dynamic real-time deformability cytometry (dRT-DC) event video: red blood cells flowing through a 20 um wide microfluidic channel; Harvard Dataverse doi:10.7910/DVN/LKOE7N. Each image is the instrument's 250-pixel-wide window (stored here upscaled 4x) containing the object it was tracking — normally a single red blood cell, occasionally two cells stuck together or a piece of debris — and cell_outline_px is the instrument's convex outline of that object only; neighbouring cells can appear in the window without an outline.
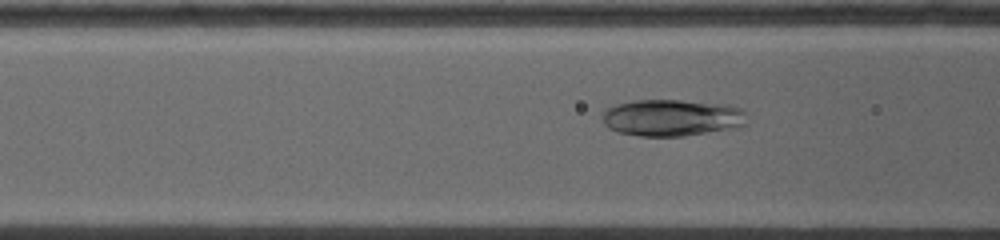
{"species": "common noctule bat (a hibernating species)", "species_latin": "Nyctalus noctula", "temperature_condition": "warm", "stored_images_in_passage": 64, "camera_frame_rate_fps": 5000, "um_per_image_px": 0.085, "animal": {"sex": "female", "body_mass_g": 19.0, "forearm_length_mm": 53.3}, "frame": {"image": 1, "passage_image": 8, "time_ms": 1.0, "image_size_px": [1000, 240], "cell_outline_px": [[748, 112], [744, 124], [736, 128], [684, 136], [640, 136], [616, 132], [608, 128], [604, 124], [604, 112], [608, 108], [616, 104], [632, 100], [680, 100], [728, 104], [740, 108]], "centroid_in_image_um": [57.14, 10.0], "position_along_channel_um": 109.5, "area_um2": 31.21}}
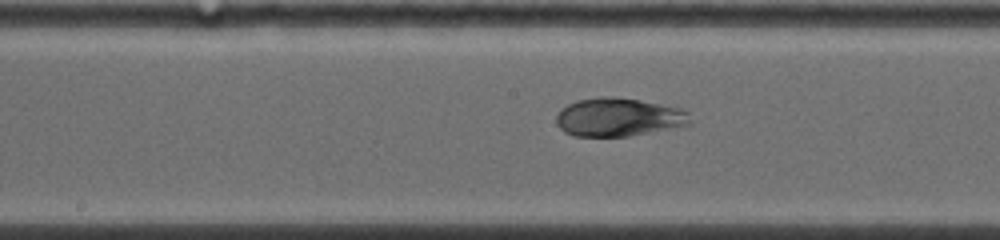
{"frame": {"image": 2, "passage_image": 24, "time_ms": 3.2, "image_size_px": [1000, 240], "cell_outline_px": [[692, 120], [688, 124], [628, 136], [572, 136], [564, 132], [556, 124], [556, 116], [560, 108], [576, 100], [600, 96], [616, 96], [640, 100], [680, 108], [688, 112]], "centroid_in_image_um": [52.51, 9.94], "position_along_channel_um": 195.7, "area_um2": 29.94}}
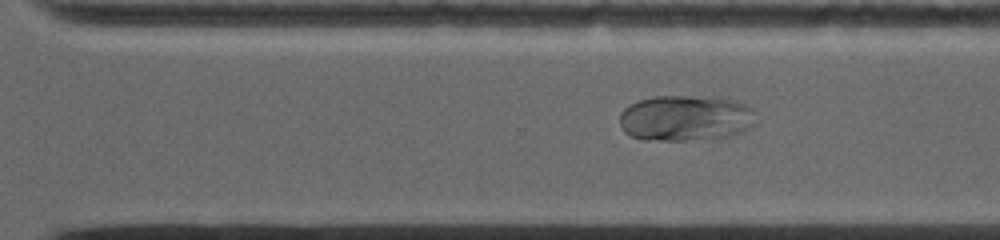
{"frame": {"image": 3, "passage_image": 46, "time_ms": 6.2, "image_size_px": [1000, 240], "cell_outline_px": [[756, 124], [752, 128], [740, 132], [724, 136], [684, 140], [640, 140], [624, 132], [620, 128], [620, 112], [624, 108], [640, 100], [656, 96], [716, 96], [736, 100], [752, 108]], "centroid_in_image_um": [58.27, 10.02], "position_along_channel_um": 312.3, "area_um2": 36.59}}